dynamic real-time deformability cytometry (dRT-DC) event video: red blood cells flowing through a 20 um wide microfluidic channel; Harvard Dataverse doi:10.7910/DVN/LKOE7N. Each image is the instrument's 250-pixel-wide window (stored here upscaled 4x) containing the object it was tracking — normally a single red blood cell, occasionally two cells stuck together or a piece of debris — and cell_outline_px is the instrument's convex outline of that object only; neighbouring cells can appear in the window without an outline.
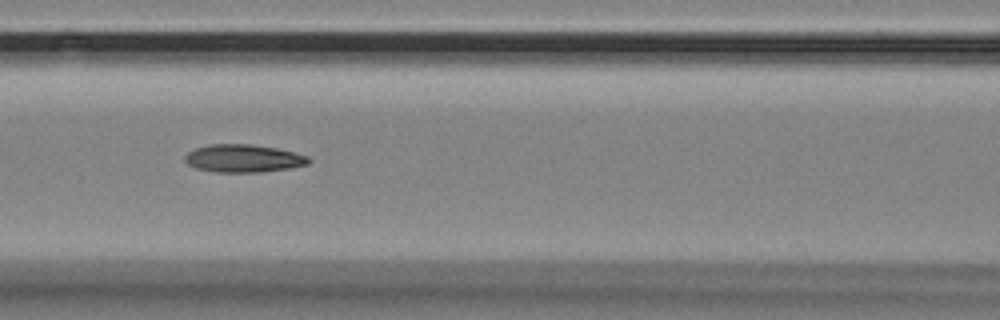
{"species": "Egyptian fruit bat (a non-hibernating species)", "species_latin": "Rousettus aegyptiacus", "temperature_condition": "room temperature", "stored_images_in_passage": 8, "camera_frame_rate_fps": 3000, "um_per_image_px": 0.085, "animal": {"sex": "female"}, "frame": {"image": 1, "passage_image": 5, "time_ms": 1.333, "image_size_px": [1000, 320], "cell_outline_px": [[312, 160], [308, 164], [288, 168], [260, 172], [216, 172], [196, 168], [188, 164], [184, 160], [184, 156], [188, 152], [196, 148], [208, 144], [248, 144], [276, 148], [308, 156]], "centroid_in_image_um": [20.67, 13.46], "position_along_channel_um": 145.9, "area_um2": 19.94}}
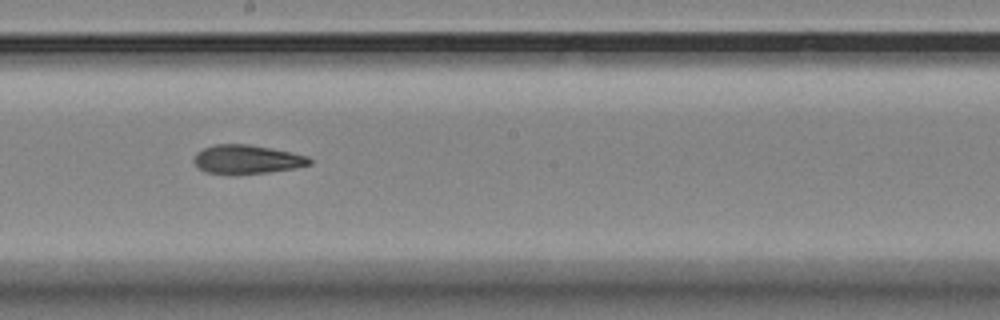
{"frame": {"image": 2, "passage_image": 7, "time_ms": 2.0, "image_size_px": [1000, 320], "cell_outline_px": [[312, 164], [296, 168], [268, 172], [204, 172], [192, 160], [196, 152], [204, 148], [216, 144], [248, 144], [272, 148], [292, 152], [308, 156], [312, 160]], "centroid_in_image_um": [21.03, 13.51], "position_along_channel_um": 227.2, "area_um2": 19.02}}
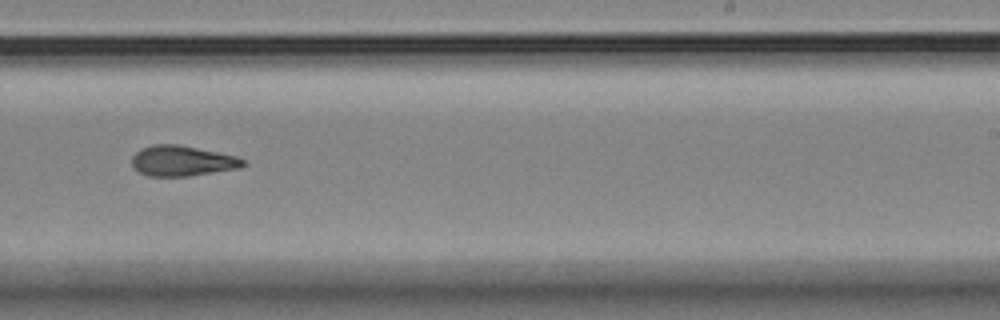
{"frame": {"image": 3, "passage_image": 8, "time_ms": 2.333, "image_size_px": [1000, 320], "cell_outline_px": [[248, 164], [240, 168], [188, 176], [148, 176], [140, 172], [132, 164], [132, 156], [140, 148], [152, 144], [180, 144], [236, 156], [244, 160]], "centroid_in_image_um": [15.49, 13.66], "position_along_channel_um": 273.5, "area_um2": 19.77}}